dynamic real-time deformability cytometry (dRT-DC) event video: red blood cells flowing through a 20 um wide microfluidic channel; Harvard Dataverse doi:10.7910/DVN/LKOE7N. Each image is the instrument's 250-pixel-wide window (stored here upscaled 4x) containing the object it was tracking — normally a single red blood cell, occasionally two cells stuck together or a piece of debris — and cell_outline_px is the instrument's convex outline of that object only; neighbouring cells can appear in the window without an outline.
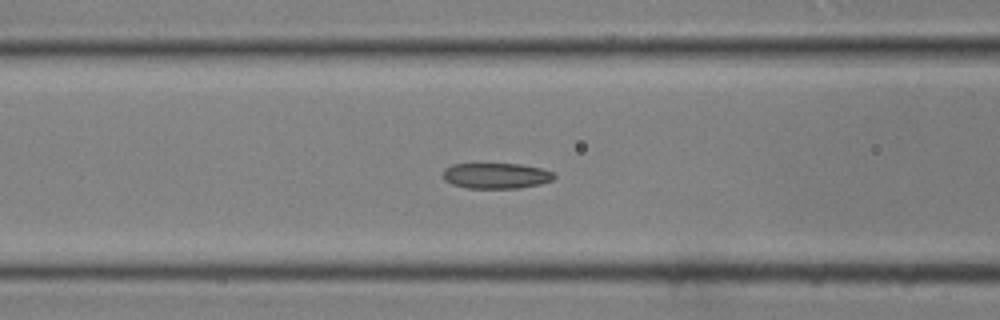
{"species": "common noctule bat (a hibernating species)", "species_latin": "Nyctalus noctula", "temperature_condition": "room temperature", "stored_images_in_passage": 42, "camera_frame_rate_fps": 3000, "um_per_image_px": 0.085, "animal": {"sex": "male", "body_mass_g": 19.0, "forearm_length_mm": 50.8}, "frame": {"image": 1, "passage_image": 16, "time_ms": 5.0, "image_size_px": [1000, 320], "cell_outline_px": [[556, 176], [552, 180], [540, 184], [520, 188], [468, 188], [452, 184], [444, 180], [444, 168], [452, 164], [520, 164], [540, 168], [552, 172]], "centroid_in_image_um": [42.17, 14.94], "position_along_channel_um": 124.4, "area_um2": 16.53}}
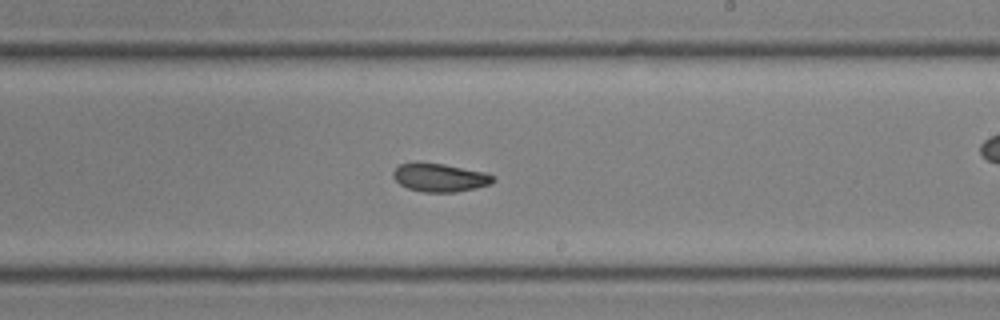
{"frame": {"image": 2, "passage_image": 24, "time_ms": 7.667, "image_size_px": [1000, 320], "cell_outline_px": [[496, 180], [492, 184], [476, 188], [456, 192], [424, 192], [408, 188], [400, 184], [392, 176], [392, 172], [400, 164], [416, 160], [444, 164], [484, 172], [492, 176]], "centroid_in_image_um": [37.35, 15.07], "position_along_channel_um": 251.6, "area_um2": 16.76}}
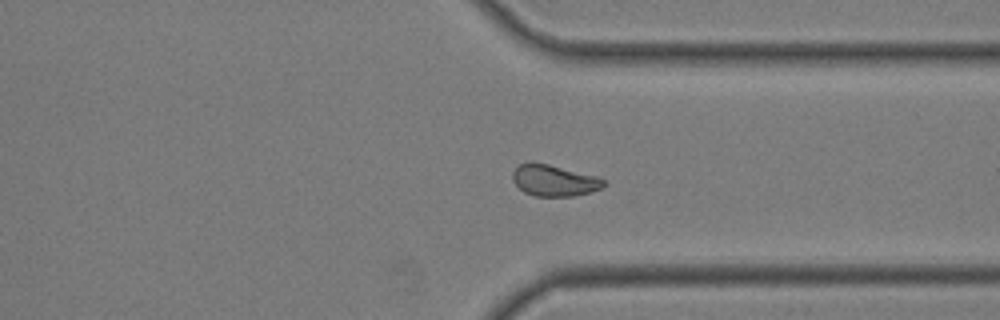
{"frame": {"image": 3, "passage_image": 31, "time_ms": 10.0, "image_size_px": [1000, 320], "cell_outline_px": [[608, 184], [604, 188], [572, 196], [536, 196], [524, 192], [512, 180], [512, 172], [520, 164], [532, 160], [600, 176]], "centroid_in_image_um": [47.13, 15.31], "position_along_channel_um": 364.3, "area_um2": 16.99}}